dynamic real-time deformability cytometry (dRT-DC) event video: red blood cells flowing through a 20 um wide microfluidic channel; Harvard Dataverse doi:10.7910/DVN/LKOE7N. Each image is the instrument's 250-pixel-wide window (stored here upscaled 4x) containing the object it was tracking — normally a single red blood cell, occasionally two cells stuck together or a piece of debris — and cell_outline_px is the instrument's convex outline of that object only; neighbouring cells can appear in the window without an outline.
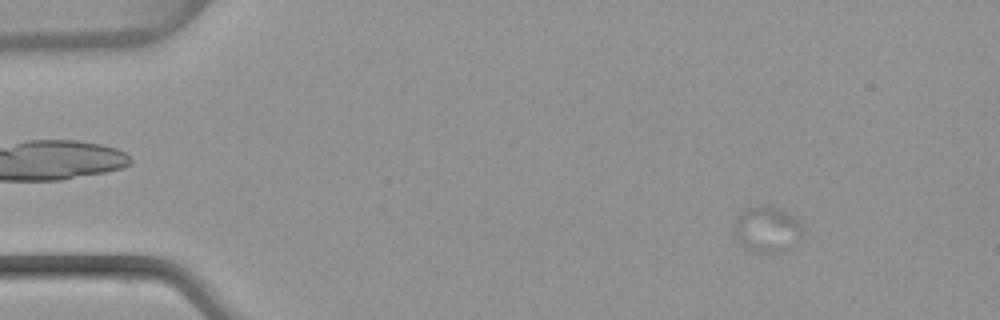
{"species": "common noctule bat (a hibernating species)", "species_latin": "Nyctalus noctula", "temperature_condition": "warm", "stored_images_in_passage": 22, "camera_frame_rate_fps": 3000, "um_per_image_px": 0.085, "animal": {"sex": "female", "body_mass_g": 22.7, "forearm_length_mm": 54.2}, "frame": {"image": 1, "passage_image": 4, "time_ms": 1.0, "image_size_px": [1000, 320], "cell_outline_px": [[804, 236], [800, 240], [776, 252], [752, 252], [744, 248], [736, 240], [736, 216], [748, 208], [764, 204], [768, 204], [788, 212], [804, 228]], "centroid_in_image_um": [65.21, 19.47], "position_along_channel_um": 19.8, "area_um2": 18.21}}
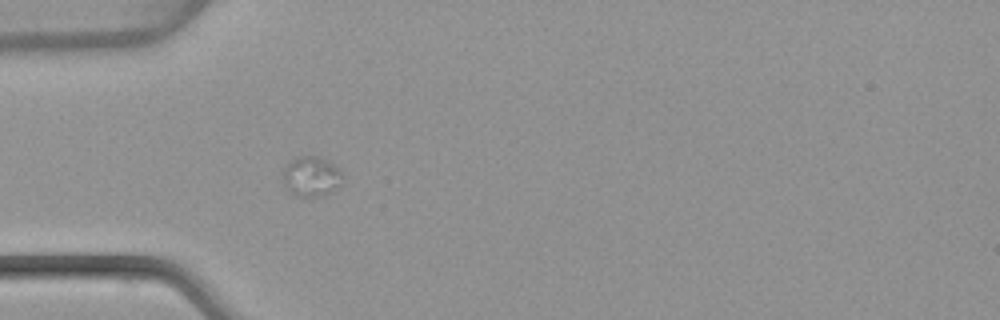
{"frame": {"image": 2, "passage_image": 14, "time_ms": 4.333, "image_size_px": [1000, 320], "cell_outline_px": [[340, 184], [332, 192], [324, 196], [296, 196], [284, 184], [284, 168], [288, 160], [296, 156], [320, 156], [340, 168]], "centroid_in_image_um": [26.45, 14.97], "position_along_channel_um": 58.5, "area_um2": 13.87}}
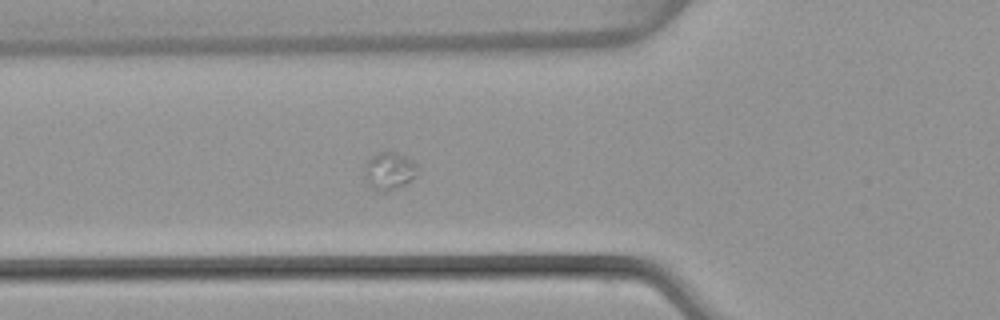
{"frame": {"image": 3, "passage_image": 17, "time_ms": 5.333, "image_size_px": [1000, 320], "cell_outline_px": [[420, 168], [416, 176], [404, 184], [396, 188], [384, 192], [380, 192], [372, 188], [368, 184], [364, 172], [364, 164], [372, 156], [380, 152], [396, 152], [412, 160]], "centroid_in_image_um": [33.09, 14.53], "position_along_channel_um": 92.7, "area_um2": 11.62}}